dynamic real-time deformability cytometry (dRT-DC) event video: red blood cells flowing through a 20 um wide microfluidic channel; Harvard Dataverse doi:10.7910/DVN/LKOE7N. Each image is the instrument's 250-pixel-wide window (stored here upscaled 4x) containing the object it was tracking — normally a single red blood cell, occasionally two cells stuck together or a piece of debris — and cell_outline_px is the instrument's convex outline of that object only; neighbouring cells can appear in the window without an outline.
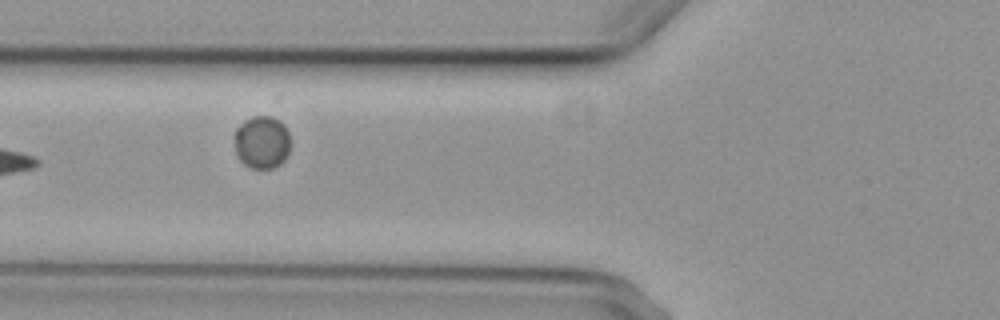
{"species": "common noctule bat (a hibernating species)", "species_latin": "Nyctalus noctula", "temperature_condition": "cold", "stored_images_in_passage": 7, "camera_frame_rate_fps": 3000, "um_per_image_px": 0.085, "animal": {"sex": "female", "body_mass_g": 29.2, "forearm_length_mm": 56.3}, "frame": {"image": 1, "passage_image": 6, "time_ms": 6.667, "image_size_px": [1000, 320], "cell_outline_px": [[288, 152], [284, 160], [280, 164], [272, 168], [252, 168], [244, 164], [240, 160], [236, 152], [236, 128], [244, 120], [252, 116], [272, 116], [280, 120], [284, 124], [288, 132]], "centroid_in_image_um": [22.26, 12.07], "position_along_channel_um": 103.5, "area_um2": 17.05}}
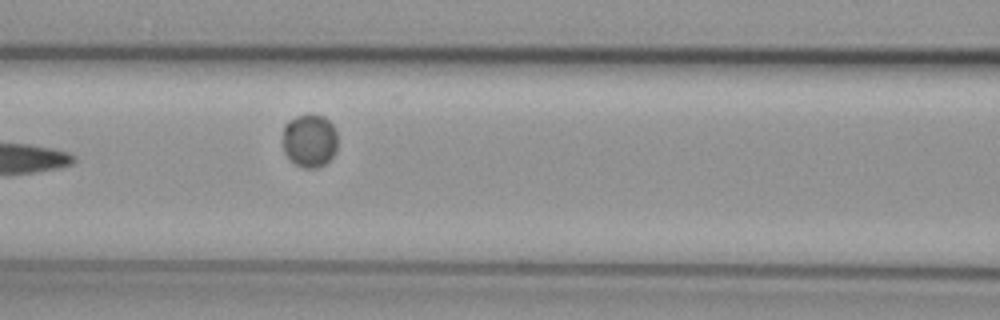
{"frame": {"image": 2, "passage_image": 7, "time_ms": 7.667, "image_size_px": [1000, 320], "cell_outline_px": [[336, 152], [324, 164], [316, 168], [304, 168], [296, 164], [284, 152], [284, 124], [296, 116], [324, 116], [332, 124], [336, 132]], "centroid_in_image_um": [26.32, 11.96], "position_along_channel_um": 140.3, "area_um2": 16.65}}